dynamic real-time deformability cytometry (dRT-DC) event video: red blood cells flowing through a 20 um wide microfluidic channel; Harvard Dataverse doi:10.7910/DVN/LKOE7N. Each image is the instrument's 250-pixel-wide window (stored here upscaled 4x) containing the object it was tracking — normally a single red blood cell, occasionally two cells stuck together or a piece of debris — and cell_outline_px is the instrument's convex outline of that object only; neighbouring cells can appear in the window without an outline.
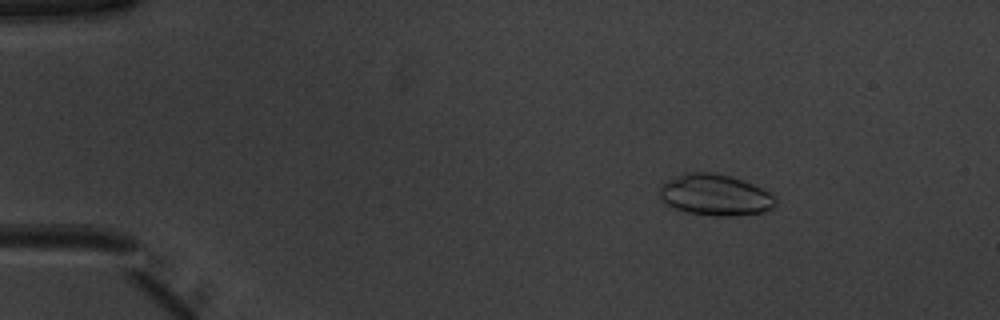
{"species": "common noctule bat (a hibernating species)", "species_latin": "Nyctalus noctula", "temperature_condition": "warm", "stored_images_in_passage": 51, "camera_frame_rate_fps": 3000, "um_per_image_px": 0.085, "animal": {"sex": "male", "body_mass_g": 20.1, "forearm_length_mm": 53.5}, "frame": {"image": 1, "passage_image": 7, "time_ms": 2.0, "image_size_px": [1000, 320], "cell_outline_px": [[776, 204], [768, 212], [732, 216], [712, 216], [688, 212], [664, 204], [660, 196], [660, 188], [668, 180], [684, 172], [716, 172], [752, 184], [772, 192], [776, 196]], "centroid_in_image_um": [60.83, 16.58], "position_along_channel_um": 24.2, "area_um2": 28.03}}
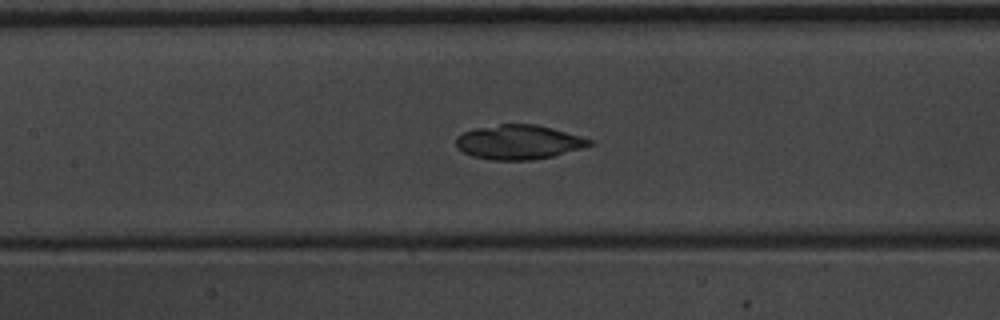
{"frame": {"image": 2, "passage_image": 24, "time_ms": 7.667, "image_size_px": [1000, 320], "cell_outline_px": [[596, 144], [552, 156], [532, 160], [492, 160], [472, 156], [464, 152], [456, 144], [456, 136], [464, 132], [476, 128], [500, 124], [536, 124], [552, 128], [580, 136], [592, 140]], "centroid_in_image_um": [44.1, 12.08], "position_along_channel_um": 163.3, "area_um2": 26.59}}
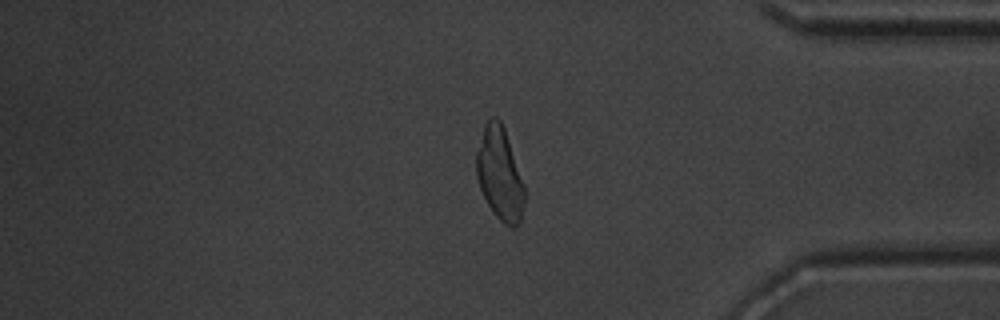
{"frame": {"image": 3, "passage_image": 43, "time_ms": 14.0, "image_size_px": [1000, 320], "cell_outline_px": [[524, 204], [520, 220], [516, 228], [512, 228], [504, 224], [496, 216], [488, 204], [480, 188], [476, 176], [476, 152], [484, 124], [492, 116], [496, 116], [500, 120], [504, 128], [524, 184]], "centroid_in_image_um": [42.47, 14.78], "position_along_channel_um": 392.7, "area_um2": 25.89}, "authors_computed_cell_mechanics": {"area_um2": 26.877, "velocity_mm_per_s": 3.9352, "shape_relaxation_time_tau1_ms": 6.2254, "shape_relaxation_time_tau2_ms": 2.0003, "deformation_change_tau1": 0.2832, "deformation_change_tau2": 0.0321}}